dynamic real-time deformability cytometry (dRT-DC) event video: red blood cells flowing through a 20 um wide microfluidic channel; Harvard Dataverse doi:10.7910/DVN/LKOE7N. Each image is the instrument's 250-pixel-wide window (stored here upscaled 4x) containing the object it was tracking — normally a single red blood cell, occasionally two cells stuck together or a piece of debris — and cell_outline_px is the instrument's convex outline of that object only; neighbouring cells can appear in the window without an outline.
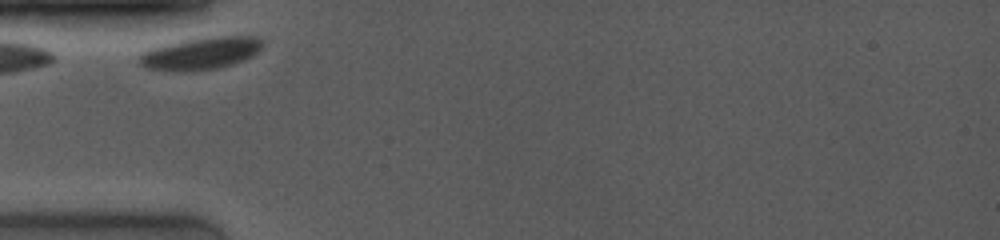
{"species": "common noctule bat (a hibernating species)", "species_latin": "Nyctalus noctula", "temperature_condition": "room temperature", "stored_images_in_passage": 10, "camera_frame_rate_fps": 4000, "um_per_image_px": 0.085, "animal": {"sex": "female", "body_mass_g": 19.0, "forearm_length_mm": 53.3}, "frame": {"image": 1, "passage_image": 1, "time_ms": 0.0, "image_size_px": [1000, 240], "cell_outline_px": [[264, 44], [252, 56], [244, 60], [220, 68], [188, 72], [176, 72], [148, 68], [140, 64], [140, 56], [148, 48], [188, 40], [212, 36], [256, 36]], "centroid_in_image_um": [17.07, 4.55], "position_along_channel_um": 67.9, "area_um2": 23.12}}